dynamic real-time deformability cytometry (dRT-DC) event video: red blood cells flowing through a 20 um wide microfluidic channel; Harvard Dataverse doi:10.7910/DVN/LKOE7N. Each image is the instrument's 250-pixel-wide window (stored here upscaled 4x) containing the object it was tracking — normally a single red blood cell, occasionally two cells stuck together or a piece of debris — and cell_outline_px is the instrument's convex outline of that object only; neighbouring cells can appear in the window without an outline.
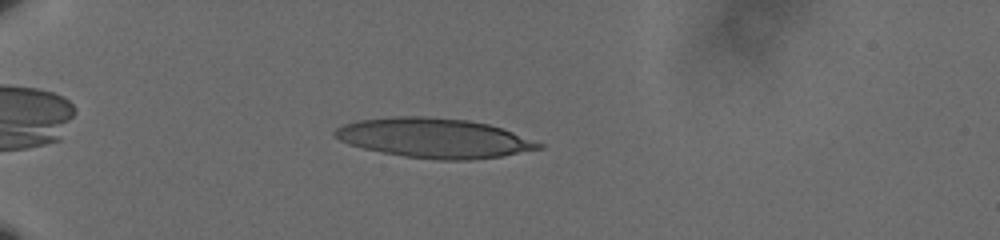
{"species": "human", "species_latin": "Homo sapiens", "temperature_condition": "cold", "stored_images_in_passage": 41, "camera_frame_rate_fps": 3000, "um_per_image_px": 0.085, "donor": {"sex": "male"}, "frame": {"image": 1, "passage_image": 6, "time_ms": 1.667, "image_size_px": [1000, 240], "cell_outline_px": [[544, 148], [500, 156], [468, 160], [436, 160], [404, 156], [364, 148], [348, 144], [340, 140], [332, 132], [336, 128], [344, 124], [356, 120], [392, 116], [428, 116], [468, 120], [488, 124], [512, 132], [544, 144]], "centroid_in_image_um": [36.88, 11.72], "position_along_channel_um": 48.1, "area_um2": 46.93}}
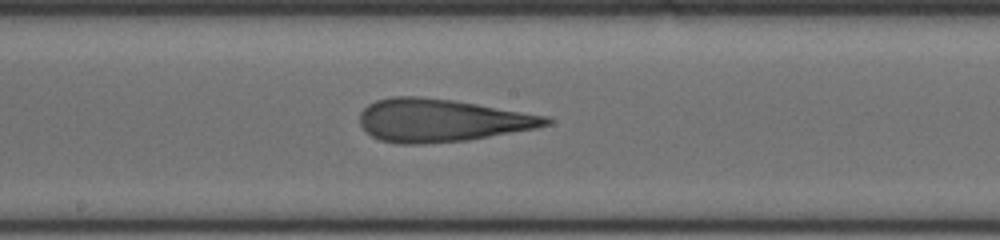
{"frame": {"image": 2, "passage_image": 23, "time_ms": 7.333, "image_size_px": [1000, 240], "cell_outline_px": [[552, 120], [548, 124], [536, 128], [468, 140], [424, 144], [396, 144], [380, 140], [372, 136], [360, 124], [360, 112], [368, 104], [376, 100], [392, 96], [420, 96], [452, 100], [548, 116]], "centroid_in_image_um": [37.49, 10.23], "position_along_channel_um": 210.7, "area_um2": 46.36}}
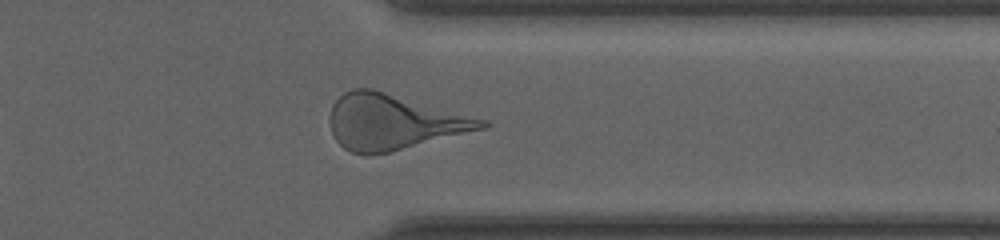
{"frame": {"image": 3, "passage_image": 37, "time_ms": 12.0, "image_size_px": [1000, 240], "cell_outline_px": [[492, 124], [488, 128], [388, 152], [368, 156], [364, 156], [352, 152], [344, 148], [336, 140], [332, 132], [328, 120], [332, 104], [344, 92], [352, 88], [372, 88], [488, 120]], "centroid_in_image_um": [33.44, 10.37], "position_along_channel_um": 378.0, "area_um2": 49.13}, "authors_computed_cell_mechanics": {"area_um2": 45.5464, "velocity_mm_per_s": 3.607, "shape_relaxation_time_tau1_ms": 7.6312, "shape_relaxation_time_tau2_ms": 2.0847, "deformation_change_tau1": 0.2451, "deformation_change_tau2": 0.149}}